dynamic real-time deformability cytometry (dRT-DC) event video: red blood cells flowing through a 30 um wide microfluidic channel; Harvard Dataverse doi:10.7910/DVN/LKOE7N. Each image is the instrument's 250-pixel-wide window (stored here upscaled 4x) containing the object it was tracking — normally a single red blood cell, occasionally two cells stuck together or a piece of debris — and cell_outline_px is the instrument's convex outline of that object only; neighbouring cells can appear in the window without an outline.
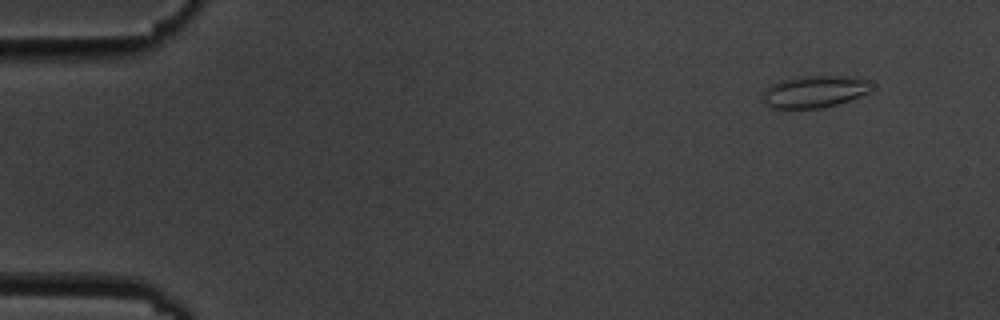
{"species": "common noctule bat (a hibernating species)", "species_latin": "Nyctalus noctula", "temperature_condition": "cold", "stored_images_in_passage": 6, "camera_frame_rate_fps": 3000, "um_per_image_px": 0.085, "animal": {"sex": "male", "body_mass_g": 19.5, "forearm_length_mm": 54.6}, "frame": {"image": 1, "passage_image": 2, "time_ms": 1.333, "image_size_px": [1000, 320], "cell_outline_px": [[872, 92], [836, 104], [820, 108], [772, 108], [764, 104], [760, 100], [764, 92], [772, 84], [796, 76], [856, 76], [868, 80], [872, 88]], "centroid_in_image_um": [69.25, 7.78], "position_along_channel_um": 15.8, "area_um2": 20.4}}